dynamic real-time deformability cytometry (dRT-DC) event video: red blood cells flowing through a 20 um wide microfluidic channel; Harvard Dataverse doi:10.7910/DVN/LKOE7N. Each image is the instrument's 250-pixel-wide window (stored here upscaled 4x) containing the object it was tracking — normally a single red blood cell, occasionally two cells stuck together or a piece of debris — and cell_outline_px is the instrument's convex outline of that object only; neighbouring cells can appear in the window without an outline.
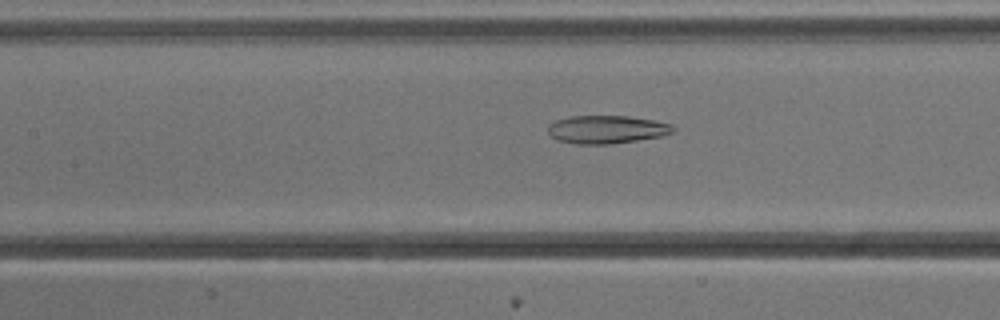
{"species": "common noctule bat (a hibernating species)", "species_latin": "Nyctalus noctula", "temperature_condition": "cold", "stored_images_in_passage": 51, "camera_frame_rate_fps": 3000, "um_per_image_px": 0.085, "animal": {"sex": "male", "body_mass_g": 13.3}, "frame": {"image": 1, "passage_image": 22, "time_ms": 7.0, "image_size_px": [1000, 320], "cell_outline_px": [[676, 128], [672, 132], [660, 136], [612, 144], [576, 144], [556, 140], [548, 132], [548, 124], [556, 120], [568, 116], [628, 116], [652, 120], [672, 124]], "centroid_in_image_um": [51.53, 11.0], "position_along_channel_um": 155.9, "area_um2": 20.46}}
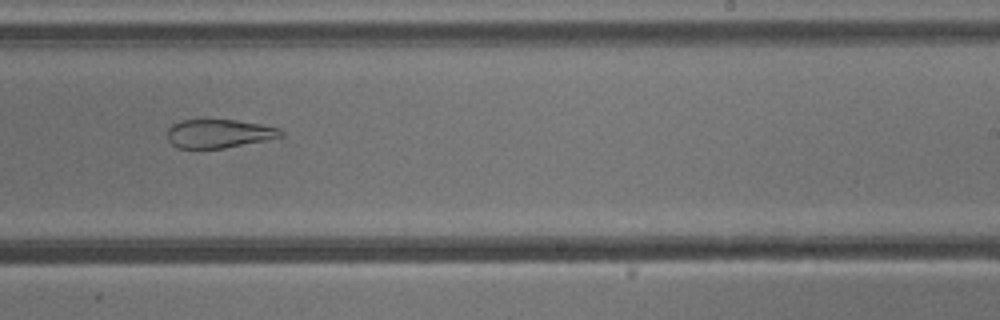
{"frame": {"image": 2, "passage_image": 31, "time_ms": 10.0, "image_size_px": [1000, 320], "cell_outline_px": [[284, 136], [224, 148], [176, 148], [168, 140], [168, 128], [172, 124], [180, 120], [236, 120], [260, 124], [276, 128], [284, 132]], "centroid_in_image_um": [18.57, 11.35], "position_along_channel_um": 270.4, "area_um2": 18.73}}
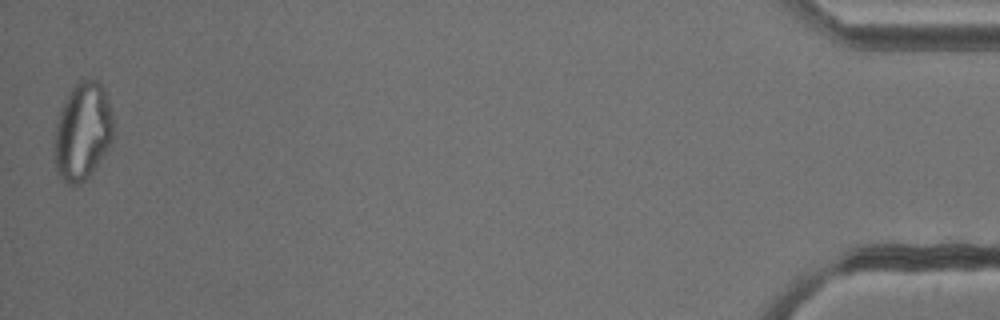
{"frame": {"image": 3, "passage_image": 51, "time_ms": 16.667, "image_size_px": [1000, 320], "cell_outline_px": [[112, 140], [92, 172], [80, 184], [68, 184], [56, 172], [52, 152], [56, 124], [60, 112], [68, 92], [76, 80], [96, 80], [104, 88], [112, 112]], "centroid_in_image_um": [6.98, 11.16], "position_along_channel_um": 428.2, "area_um2": 33.58}, "authors_computed_cell_mechanics": {"area_um2": 28.4376, "velocity_mm_per_s": 3.8405, "shape_relaxation_time_tau1_ms": null, "shape_relaxation_time_tau2_ms": 3.8837, "deformation_change_tau1": null, "deformation_change_tau2": 0.1103}}